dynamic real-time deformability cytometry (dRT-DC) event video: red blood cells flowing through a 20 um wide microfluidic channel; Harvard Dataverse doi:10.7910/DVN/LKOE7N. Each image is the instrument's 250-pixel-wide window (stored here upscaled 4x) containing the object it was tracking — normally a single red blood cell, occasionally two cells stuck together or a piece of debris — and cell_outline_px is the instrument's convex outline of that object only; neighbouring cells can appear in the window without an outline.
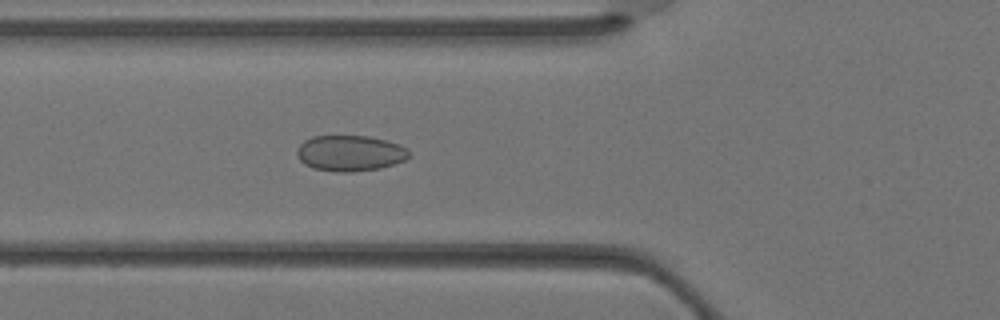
{"species": "Egyptian fruit bat (a non-hibernating species)", "species_latin": "Rousettus aegyptiacus", "temperature_condition": "warm", "stored_images_in_passage": 36, "camera_frame_rate_fps": 3000, "um_per_image_px": 0.085, "animal": {"sex": "female"}, "frame": {"image": 1, "passage_image": 13, "time_ms": 4.0, "image_size_px": [1000, 320], "cell_outline_px": [[412, 152], [404, 160], [380, 168], [352, 172], [336, 172], [312, 168], [304, 164], [296, 156], [296, 148], [304, 140], [312, 136], [368, 136], [384, 140], [408, 148]], "centroid_in_image_um": [29.71, 13.02], "position_along_channel_um": 96.1, "area_um2": 23.47}}
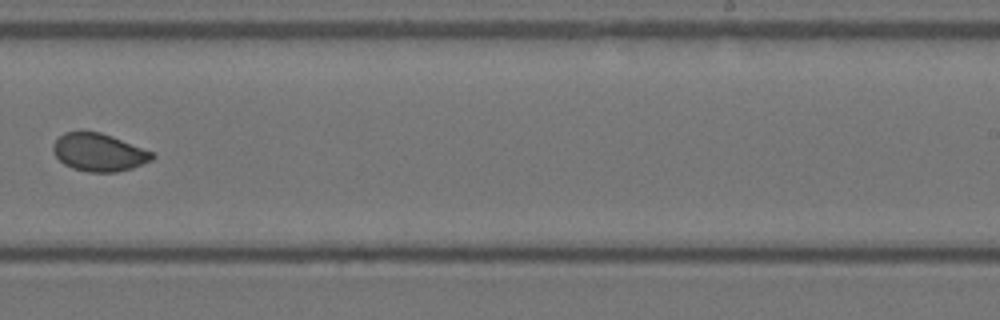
{"frame": {"image": 2, "passage_image": 23, "time_ms": 7.333, "image_size_px": [1000, 320], "cell_outline_px": [[156, 156], [152, 160], [132, 168], [116, 172], [88, 172], [72, 168], [64, 164], [52, 152], [52, 144], [64, 132], [100, 132], [112, 136], [156, 152]], "centroid_in_image_um": [8.44, 12.95], "position_along_channel_um": 280.6, "area_um2": 21.96}}
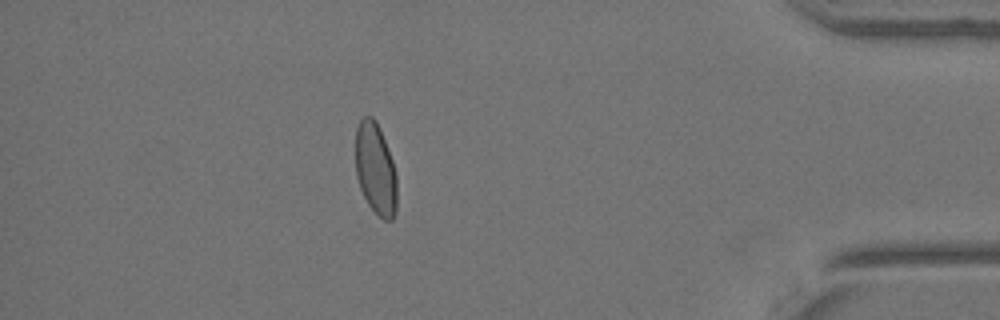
{"frame": {"image": 3, "passage_image": 32, "time_ms": 10.333, "image_size_px": [1000, 320], "cell_outline_px": [[396, 212], [392, 220], [384, 220], [368, 204], [360, 188], [356, 176], [356, 128], [360, 120], [364, 116], [372, 116], [376, 120], [380, 128], [392, 160], [396, 172]], "centroid_in_image_um": [31.92, 14.34], "position_along_channel_um": 403.3, "area_um2": 22.08}}